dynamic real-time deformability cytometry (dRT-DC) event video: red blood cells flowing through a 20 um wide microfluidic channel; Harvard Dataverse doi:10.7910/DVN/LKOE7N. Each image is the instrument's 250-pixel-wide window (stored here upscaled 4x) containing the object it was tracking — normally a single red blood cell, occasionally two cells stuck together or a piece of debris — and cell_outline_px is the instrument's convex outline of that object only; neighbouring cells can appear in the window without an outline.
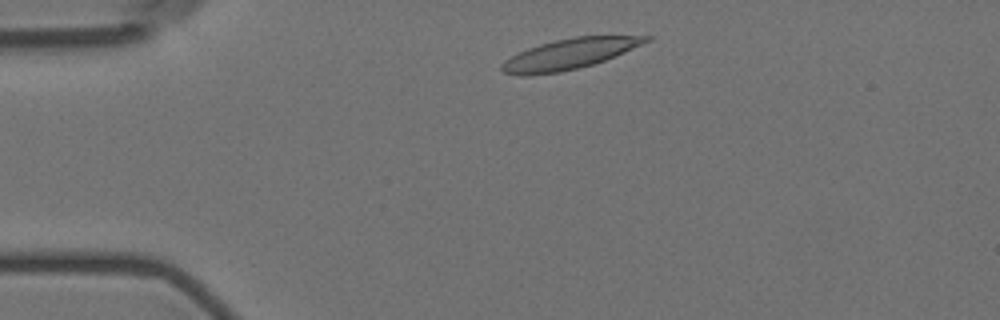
{"species": "Egyptian fruit bat (a non-hibernating species)", "species_latin": "Rousettus aegyptiacus", "temperature_condition": "room temperature", "stored_images_in_passage": 4, "camera_frame_rate_fps": 3000, "um_per_image_px": 0.085, "animal": {"sex": "female"}, "frame": {"image": 1, "passage_image": 2, "time_ms": 1.0, "image_size_px": [1000, 320], "cell_outline_px": [[656, 36], [652, 40], [624, 52], [604, 60], [592, 64], [560, 72], [524, 76], [520, 76], [504, 72], [500, 68], [500, 64], [504, 60], [528, 48], [540, 44], [572, 36]], "centroid_in_image_um": [48.39, 4.58], "position_along_channel_um": 36.6, "area_um2": 25.37}}